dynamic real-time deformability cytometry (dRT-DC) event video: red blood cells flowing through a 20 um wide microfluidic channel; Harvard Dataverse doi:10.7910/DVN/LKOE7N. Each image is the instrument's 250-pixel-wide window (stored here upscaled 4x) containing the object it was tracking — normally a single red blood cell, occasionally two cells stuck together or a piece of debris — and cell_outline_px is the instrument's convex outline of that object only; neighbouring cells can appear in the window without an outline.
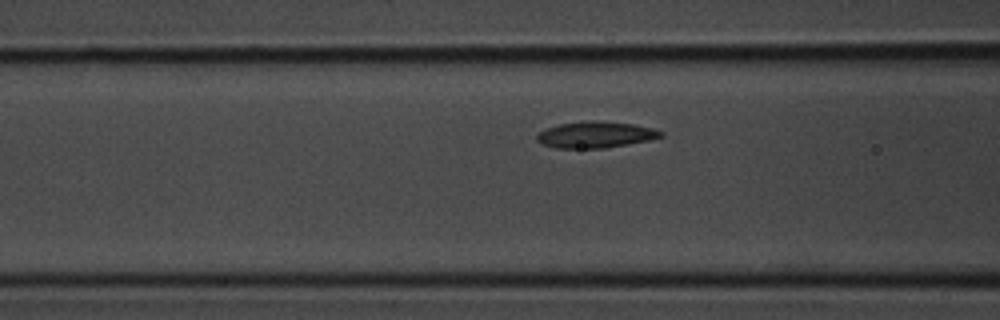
{"species": "common noctule bat (a hibernating species)", "species_latin": "Nyctalus noctula", "temperature_condition": "room temperature", "stored_images_in_passage": 4, "camera_frame_rate_fps": 3000, "um_per_image_px": 0.085, "animal": {"sex": "male", "body_mass_g": 20.1, "forearm_length_mm": 53.5}, "frame": {"image": 1, "passage_image": 4, "time_ms": 1.0, "image_size_px": [1000, 320], "cell_outline_px": [[664, 136], [648, 140], [604, 148], [556, 148], [544, 144], [536, 140], [536, 136], [540, 132], [548, 128], [560, 124], [592, 120], [632, 124], [652, 128], [664, 132]], "centroid_in_image_um": [50.63, 11.45], "position_along_channel_um": 116.0, "area_um2": 18.67}}